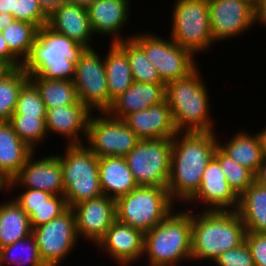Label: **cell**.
Segmentation results:
<instances>
[{
    "instance_id": "cell-44",
    "label": "cell",
    "mask_w": 266,
    "mask_h": 266,
    "mask_svg": "<svg viewBox=\"0 0 266 266\" xmlns=\"http://www.w3.org/2000/svg\"><path fill=\"white\" fill-rule=\"evenodd\" d=\"M255 23L266 26V0H259L254 6Z\"/></svg>"
},
{
    "instance_id": "cell-36",
    "label": "cell",
    "mask_w": 266,
    "mask_h": 266,
    "mask_svg": "<svg viewBox=\"0 0 266 266\" xmlns=\"http://www.w3.org/2000/svg\"><path fill=\"white\" fill-rule=\"evenodd\" d=\"M214 158L219 162L229 186L240 197L254 182V174L232 160L219 147L216 148Z\"/></svg>"
},
{
    "instance_id": "cell-39",
    "label": "cell",
    "mask_w": 266,
    "mask_h": 266,
    "mask_svg": "<svg viewBox=\"0 0 266 266\" xmlns=\"http://www.w3.org/2000/svg\"><path fill=\"white\" fill-rule=\"evenodd\" d=\"M68 204L63 195H53L44 206L33 209L29 217L32 229L50 222L68 209Z\"/></svg>"
},
{
    "instance_id": "cell-45",
    "label": "cell",
    "mask_w": 266,
    "mask_h": 266,
    "mask_svg": "<svg viewBox=\"0 0 266 266\" xmlns=\"http://www.w3.org/2000/svg\"><path fill=\"white\" fill-rule=\"evenodd\" d=\"M66 1L67 0H38L40 6L47 15L53 12L61 3Z\"/></svg>"
},
{
    "instance_id": "cell-32",
    "label": "cell",
    "mask_w": 266,
    "mask_h": 266,
    "mask_svg": "<svg viewBox=\"0 0 266 266\" xmlns=\"http://www.w3.org/2000/svg\"><path fill=\"white\" fill-rule=\"evenodd\" d=\"M116 44L126 53L135 82L164 83L143 49L132 38L124 39Z\"/></svg>"
},
{
    "instance_id": "cell-30",
    "label": "cell",
    "mask_w": 266,
    "mask_h": 266,
    "mask_svg": "<svg viewBox=\"0 0 266 266\" xmlns=\"http://www.w3.org/2000/svg\"><path fill=\"white\" fill-rule=\"evenodd\" d=\"M29 80L38 89L45 107H62L78 101L76 87L71 80L46 79L38 75H29Z\"/></svg>"
},
{
    "instance_id": "cell-14",
    "label": "cell",
    "mask_w": 266,
    "mask_h": 266,
    "mask_svg": "<svg viewBox=\"0 0 266 266\" xmlns=\"http://www.w3.org/2000/svg\"><path fill=\"white\" fill-rule=\"evenodd\" d=\"M213 42L232 39L255 26L254 5L247 0H208Z\"/></svg>"
},
{
    "instance_id": "cell-25",
    "label": "cell",
    "mask_w": 266,
    "mask_h": 266,
    "mask_svg": "<svg viewBox=\"0 0 266 266\" xmlns=\"http://www.w3.org/2000/svg\"><path fill=\"white\" fill-rule=\"evenodd\" d=\"M99 180L103 195L114 200L138 187L125 157L99 158Z\"/></svg>"
},
{
    "instance_id": "cell-28",
    "label": "cell",
    "mask_w": 266,
    "mask_h": 266,
    "mask_svg": "<svg viewBox=\"0 0 266 266\" xmlns=\"http://www.w3.org/2000/svg\"><path fill=\"white\" fill-rule=\"evenodd\" d=\"M30 218L14 198L0 204V248L32 234Z\"/></svg>"
},
{
    "instance_id": "cell-35",
    "label": "cell",
    "mask_w": 266,
    "mask_h": 266,
    "mask_svg": "<svg viewBox=\"0 0 266 266\" xmlns=\"http://www.w3.org/2000/svg\"><path fill=\"white\" fill-rule=\"evenodd\" d=\"M46 116L12 115L9 122L19 138L32 150L47 138Z\"/></svg>"
},
{
    "instance_id": "cell-34",
    "label": "cell",
    "mask_w": 266,
    "mask_h": 266,
    "mask_svg": "<svg viewBox=\"0 0 266 266\" xmlns=\"http://www.w3.org/2000/svg\"><path fill=\"white\" fill-rule=\"evenodd\" d=\"M0 258L3 265L7 264L6 266L9 264L10 266H27L28 264L29 266H45L40 258L36 238L33 234L0 248Z\"/></svg>"
},
{
    "instance_id": "cell-31",
    "label": "cell",
    "mask_w": 266,
    "mask_h": 266,
    "mask_svg": "<svg viewBox=\"0 0 266 266\" xmlns=\"http://www.w3.org/2000/svg\"><path fill=\"white\" fill-rule=\"evenodd\" d=\"M29 75L22 67L7 69L0 76V121H9L15 111L18 95Z\"/></svg>"
},
{
    "instance_id": "cell-49",
    "label": "cell",
    "mask_w": 266,
    "mask_h": 266,
    "mask_svg": "<svg viewBox=\"0 0 266 266\" xmlns=\"http://www.w3.org/2000/svg\"><path fill=\"white\" fill-rule=\"evenodd\" d=\"M7 190L6 182L0 177V192Z\"/></svg>"
},
{
    "instance_id": "cell-42",
    "label": "cell",
    "mask_w": 266,
    "mask_h": 266,
    "mask_svg": "<svg viewBox=\"0 0 266 266\" xmlns=\"http://www.w3.org/2000/svg\"><path fill=\"white\" fill-rule=\"evenodd\" d=\"M245 242L255 266H266V233L246 232Z\"/></svg>"
},
{
    "instance_id": "cell-1",
    "label": "cell",
    "mask_w": 266,
    "mask_h": 266,
    "mask_svg": "<svg viewBox=\"0 0 266 266\" xmlns=\"http://www.w3.org/2000/svg\"><path fill=\"white\" fill-rule=\"evenodd\" d=\"M216 131L178 132L172 138L167 191L173 202L185 204L200 188L203 172L218 147Z\"/></svg>"
},
{
    "instance_id": "cell-37",
    "label": "cell",
    "mask_w": 266,
    "mask_h": 266,
    "mask_svg": "<svg viewBox=\"0 0 266 266\" xmlns=\"http://www.w3.org/2000/svg\"><path fill=\"white\" fill-rule=\"evenodd\" d=\"M0 12L13 18L36 25L39 29L48 23V15L38 0H0Z\"/></svg>"
},
{
    "instance_id": "cell-15",
    "label": "cell",
    "mask_w": 266,
    "mask_h": 266,
    "mask_svg": "<svg viewBox=\"0 0 266 266\" xmlns=\"http://www.w3.org/2000/svg\"><path fill=\"white\" fill-rule=\"evenodd\" d=\"M34 152L21 168L20 173L7 183V191L21 187L64 195L63 170L56 154L35 159ZM35 159V160H34Z\"/></svg>"
},
{
    "instance_id": "cell-24",
    "label": "cell",
    "mask_w": 266,
    "mask_h": 266,
    "mask_svg": "<svg viewBox=\"0 0 266 266\" xmlns=\"http://www.w3.org/2000/svg\"><path fill=\"white\" fill-rule=\"evenodd\" d=\"M34 152L19 138L9 121H0V177L6 184L20 173Z\"/></svg>"
},
{
    "instance_id": "cell-40",
    "label": "cell",
    "mask_w": 266,
    "mask_h": 266,
    "mask_svg": "<svg viewBox=\"0 0 266 266\" xmlns=\"http://www.w3.org/2000/svg\"><path fill=\"white\" fill-rule=\"evenodd\" d=\"M214 262L216 266H255L246 242L236 248L223 252Z\"/></svg>"
},
{
    "instance_id": "cell-26",
    "label": "cell",
    "mask_w": 266,
    "mask_h": 266,
    "mask_svg": "<svg viewBox=\"0 0 266 266\" xmlns=\"http://www.w3.org/2000/svg\"><path fill=\"white\" fill-rule=\"evenodd\" d=\"M218 147L236 163L249 169L254 175L259 169L264 158L261 139L258 133L252 134L238 131L225 143Z\"/></svg>"
},
{
    "instance_id": "cell-8",
    "label": "cell",
    "mask_w": 266,
    "mask_h": 266,
    "mask_svg": "<svg viewBox=\"0 0 266 266\" xmlns=\"http://www.w3.org/2000/svg\"><path fill=\"white\" fill-rule=\"evenodd\" d=\"M170 37L194 55L212 48L208 0H176Z\"/></svg>"
},
{
    "instance_id": "cell-9",
    "label": "cell",
    "mask_w": 266,
    "mask_h": 266,
    "mask_svg": "<svg viewBox=\"0 0 266 266\" xmlns=\"http://www.w3.org/2000/svg\"><path fill=\"white\" fill-rule=\"evenodd\" d=\"M172 154V138L140 140L125 156L138 186L167 188Z\"/></svg>"
},
{
    "instance_id": "cell-7",
    "label": "cell",
    "mask_w": 266,
    "mask_h": 266,
    "mask_svg": "<svg viewBox=\"0 0 266 266\" xmlns=\"http://www.w3.org/2000/svg\"><path fill=\"white\" fill-rule=\"evenodd\" d=\"M174 205L167 188L138 186L116 200V220L145 234L175 210Z\"/></svg>"
},
{
    "instance_id": "cell-51",
    "label": "cell",
    "mask_w": 266,
    "mask_h": 266,
    "mask_svg": "<svg viewBox=\"0 0 266 266\" xmlns=\"http://www.w3.org/2000/svg\"><path fill=\"white\" fill-rule=\"evenodd\" d=\"M77 2H80L81 4L87 5L89 2L94 1V0H75Z\"/></svg>"
},
{
    "instance_id": "cell-16",
    "label": "cell",
    "mask_w": 266,
    "mask_h": 266,
    "mask_svg": "<svg viewBox=\"0 0 266 266\" xmlns=\"http://www.w3.org/2000/svg\"><path fill=\"white\" fill-rule=\"evenodd\" d=\"M76 219V232L79 239H87L91 244L105 236L106 231L116 221V200L102 195L95 199L80 202L72 207Z\"/></svg>"
},
{
    "instance_id": "cell-21",
    "label": "cell",
    "mask_w": 266,
    "mask_h": 266,
    "mask_svg": "<svg viewBox=\"0 0 266 266\" xmlns=\"http://www.w3.org/2000/svg\"><path fill=\"white\" fill-rule=\"evenodd\" d=\"M123 121L140 140L173 138L179 132L166 99L127 115Z\"/></svg>"
},
{
    "instance_id": "cell-47",
    "label": "cell",
    "mask_w": 266,
    "mask_h": 266,
    "mask_svg": "<svg viewBox=\"0 0 266 266\" xmlns=\"http://www.w3.org/2000/svg\"><path fill=\"white\" fill-rule=\"evenodd\" d=\"M16 19L13 18L12 14L0 12V29H6L9 27Z\"/></svg>"
},
{
    "instance_id": "cell-43",
    "label": "cell",
    "mask_w": 266,
    "mask_h": 266,
    "mask_svg": "<svg viewBox=\"0 0 266 266\" xmlns=\"http://www.w3.org/2000/svg\"><path fill=\"white\" fill-rule=\"evenodd\" d=\"M0 63L8 69L22 67V62L9 50L7 43L0 33Z\"/></svg>"
},
{
    "instance_id": "cell-29",
    "label": "cell",
    "mask_w": 266,
    "mask_h": 266,
    "mask_svg": "<svg viewBox=\"0 0 266 266\" xmlns=\"http://www.w3.org/2000/svg\"><path fill=\"white\" fill-rule=\"evenodd\" d=\"M104 66L112 102L125 92L134 82L126 53L116 44L111 43L104 57Z\"/></svg>"
},
{
    "instance_id": "cell-17",
    "label": "cell",
    "mask_w": 266,
    "mask_h": 266,
    "mask_svg": "<svg viewBox=\"0 0 266 266\" xmlns=\"http://www.w3.org/2000/svg\"><path fill=\"white\" fill-rule=\"evenodd\" d=\"M203 203V211H236L239 197L229 186L219 162L213 157L203 172L200 188L187 202Z\"/></svg>"
},
{
    "instance_id": "cell-10",
    "label": "cell",
    "mask_w": 266,
    "mask_h": 266,
    "mask_svg": "<svg viewBox=\"0 0 266 266\" xmlns=\"http://www.w3.org/2000/svg\"><path fill=\"white\" fill-rule=\"evenodd\" d=\"M131 38L143 49L165 84L184 78L197 68L195 55L178 45L171 37L166 40L145 32L141 35L132 34Z\"/></svg>"
},
{
    "instance_id": "cell-18",
    "label": "cell",
    "mask_w": 266,
    "mask_h": 266,
    "mask_svg": "<svg viewBox=\"0 0 266 266\" xmlns=\"http://www.w3.org/2000/svg\"><path fill=\"white\" fill-rule=\"evenodd\" d=\"M96 246L119 266H131L143 257L144 233L116 220Z\"/></svg>"
},
{
    "instance_id": "cell-46",
    "label": "cell",
    "mask_w": 266,
    "mask_h": 266,
    "mask_svg": "<svg viewBox=\"0 0 266 266\" xmlns=\"http://www.w3.org/2000/svg\"><path fill=\"white\" fill-rule=\"evenodd\" d=\"M254 181L259 185L266 187V157L263 158L258 171L254 175Z\"/></svg>"
},
{
    "instance_id": "cell-38",
    "label": "cell",
    "mask_w": 266,
    "mask_h": 266,
    "mask_svg": "<svg viewBox=\"0 0 266 266\" xmlns=\"http://www.w3.org/2000/svg\"><path fill=\"white\" fill-rule=\"evenodd\" d=\"M46 110L38 89L28 80L19 92L16 108L12 115L46 116Z\"/></svg>"
},
{
    "instance_id": "cell-4",
    "label": "cell",
    "mask_w": 266,
    "mask_h": 266,
    "mask_svg": "<svg viewBox=\"0 0 266 266\" xmlns=\"http://www.w3.org/2000/svg\"><path fill=\"white\" fill-rule=\"evenodd\" d=\"M200 71L196 68L188 76L168 82L165 99L179 132H212L213 118L210 119L209 93Z\"/></svg>"
},
{
    "instance_id": "cell-19",
    "label": "cell",
    "mask_w": 266,
    "mask_h": 266,
    "mask_svg": "<svg viewBox=\"0 0 266 266\" xmlns=\"http://www.w3.org/2000/svg\"><path fill=\"white\" fill-rule=\"evenodd\" d=\"M47 25L84 48L94 47L90 45L94 34L90 26L87 6L80 2L67 0L61 3L48 15Z\"/></svg>"
},
{
    "instance_id": "cell-27",
    "label": "cell",
    "mask_w": 266,
    "mask_h": 266,
    "mask_svg": "<svg viewBox=\"0 0 266 266\" xmlns=\"http://www.w3.org/2000/svg\"><path fill=\"white\" fill-rule=\"evenodd\" d=\"M236 212L246 232L266 233V187L254 181L239 197Z\"/></svg>"
},
{
    "instance_id": "cell-11",
    "label": "cell",
    "mask_w": 266,
    "mask_h": 266,
    "mask_svg": "<svg viewBox=\"0 0 266 266\" xmlns=\"http://www.w3.org/2000/svg\"><path fill=\"white\" fill-rule=\"evenodd\" d=\"M93 114L88 120L85 145L97 157H125L140 141L122 119L107 112Z\"/></svg>"
},
{
    "instance_id": "cell-6",
    "label": "cell",
    "mask_w": 266,
    "mask_h": 266,
    "mask_svg": "<svg viewBox=\"0 0 266 266\" xmlns=\"http://www.w3.org/2000/svg\"><path fill=\"white\" fill-rule=\"evenodd\" d=\"M57 153L63 170L64 197L68 207L103 195L99 180V157L86 145L65 146ZM65 154V155H64Z\"/></svg>"
},
{
    "instance_id": "cell-53",
    "label": "cell",
    "mask_w": 266,
    "mask_h": 266,
    "mask_svg": "<svg viewBox=\"0 0 266 266\" xmlns=\"http://www.w3.org/2000/svg\"><path fill=\"white\" fill-rule=\"evenodd\" d=\"M0 266H4L3 263H2V261H1V258H0Z\"/></svg>"
},
{
    "instance_id": "cell-2",
    "label": "cell",
    "mask_w": 266,
    "mask_h": 266,
    "mask_svg": "<svg viewBox=\"0 0 266 266\" xmlns=\"http://www.w3.org/2000/svg\"><path fill=\"white\" fill-rule=\"evenodd\" d=\"M192 212L191 260L214 261L245 242L246 229L236 211Z\"/></svg>"
},
{
    "instance_id": "cell-13",
    "label": "cell",
    "mask_w": 266,
    "mask_h": 266,
    "mask_svg": "<svg viewBox=\"0 0 266 266\" xmlns=\"http://www.w3.org/2000/svg\"><path fill=\"white\" fill-rule=\"evenodd\" d=\"M40 258L45 266H59L77 246L76 219L72 208L50 222L33 228Z\"/></svg>"
},
{
    "instance_id": "cell-3",
    "label": "cell",
    "mask_w": 266,
    "mask_h": 266,
    "mask_svg": "<svg viewBox=\"0 0 266 266\" xmlns=\"http://www.w3.org/2000/svg\"><path fill=\"white\" fill-rule=\"evenodd\" d=\"M85 48L47 24L38 30L22 69L46 79H74L76 60Z\"/></svg>"
},
{
    "instance_id": "cell-20",
    "label": "cell",
    "mask_w": 266,
    "mask_h": 266,
    "mask_svg": "<svg viewBox=\"0 0 266 266\" xmlns=\"http://www.w3.org/2000/svg\"><path fill=\"white\" fill-rule=\"evenodd\" d=\"M86 6L93 34L111 36L112 43L131 38L119 33L129 22L130 0H94Z\"/></svg>"
},
{
    "instance_id": "cell-52",
    "label": "cell",
    "mask_w": 266,
    "mask_h": 266,
    "mask_svg": "<svg viewBox=\"0 0 266 266\" xmlns=\"http://www.w3.org/2000/svg\"><path fill=\"white\" fill-rule=\"evenodd\" d=\"M247 1H249L252 5L255 6L259 0H247Z\"/></svg>"
},
{
    "instance_id": "cell-5",
    "label": "cell",
    "mask_w": 266,
    "mask_h": 266,
    "mask_svg": "<svg viewBox=\"0 0 266 266\" xmlns=\"http://www.w3.org/2000/svg\"><path fill=\"white\" fill-rule=\"evenodd\" d=\"M191 209L172 211L144 234L143 257L149 266H178L191 259Z\"/></svg>"
},
{
    "instance_id": "cell-12",
    "label": "cell",
    "mask_w": 266,
    "mask_h": 266,
    "mask_svg": "<svg viewBox=\"0 0 266 266\" xmlns=\"http://www.w3.org/2000/svg\"><path fill=\"white\" fill-rule=\"evenodd\" d=\"M100 56L93 48H85L76 60L73 79L78 100L94 113L107 112L112 105L104 59Z\"/></svg>"
},
{
    "instance_id": "cell-41",
    "label": "cell",
    "mask_w": 266,
    "mask_h": 266,
    "mask_svg": "<svg viewBox=\"0 0 266 266\" xmlns=\"http://www.w3.org/2000/svg\"><path fill=\"white\" fill-rule=\"evenodd\" d=\"M25 189L23 192L18 194L14 200L20 205V207L26 212L30 217L33 214V209L40 208L46 204V201L50 199L53 194L50 192L37 190V189Z\"/></svg>"
},
{
    "instance_id": "cell-22",
    "label": "cell",
    "mask_w": 266,
    "mask_h": 266,
    "mask_svg": "<svg viewBox=\"0 0 266 266\" xmlns=\"http://www.w3.org/2000/svg\"><path fill=\"white\" fill-rule=\"evenodd\" d=\"M91 113L79 100L72 105L47 108L45 120L47 134L50 135L52 132L66 137L67 145L84 144V140L79 137L84 139L87 137Z\"/></svg>"
},
{
    "instance_id": "cell-23",
    "label": "cell",
    "mask_w": 266,
    "mask_h": 266,
    "mask_svg": "<svg viewBox=\"0 0 266 266\" xmlns=\"http://www.w3.org/2000/svg\"><path fill=\"white\" fill-rule=\"evenodd\" d=\"M165 83L133 82L121 95L112 101L107 113L114 118L124 119L127 115L165 100Z\"/></svg>"
},
{
    "instance_id": "cell-48",
    "label": "cell",
    "mask_w": 266,
    "mask_h": 266,
    "mask_svg": "<svg viewBox=\"0 0 266 266\" xmlns=\"http://www.w3.org/2000/svg\"><path fill=\"white\" fill-rule=\"evenodd\" d=\"M258 134L261 139L263 156L266 157V127H264V129L259 131Z\"/></svg>"
},
{
    "instance_id": "cell-50",
    "label": "cell",
    "mask_w": 266,
    "mask_h": 266,
    "mask_svg": "<svg viewBox=\"0 0 266 266\" xmlns=\"http://www.w3.org/2000/svg\"><path fill=\"white\" fill-rule=\"evenodd\" d=\"M8 68L5 67L3 64L0 63V76L7 70Z\"/></svg>"
},
{
    "instance_id": "cell-33",
    "label": "cell",
    "mask_w": 266,
    "mask_h": 266,
    "mask_svg": "<svg viewBox=\"0 0 266 266\" xmlns=\"http://www.w3.org/2000/svg\"><path fill=\"white\" fill-rule=\"evenodd\" d=\"M39 28L31 23L15 20L1 30L9 50L23 63L36 40Z\"/></svg>"
}]
</instances>
